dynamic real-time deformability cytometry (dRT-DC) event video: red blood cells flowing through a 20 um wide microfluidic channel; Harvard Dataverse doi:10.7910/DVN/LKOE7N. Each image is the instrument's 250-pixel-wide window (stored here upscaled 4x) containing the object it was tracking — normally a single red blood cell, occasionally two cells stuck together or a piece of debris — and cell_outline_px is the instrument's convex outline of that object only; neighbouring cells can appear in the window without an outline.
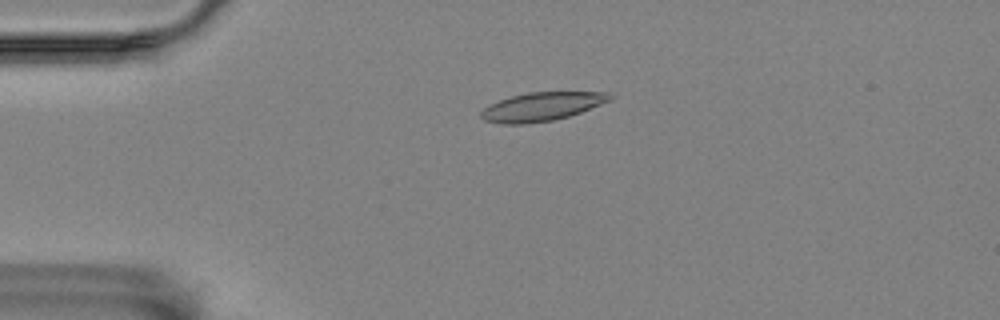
{"species": "Egyptian fruit bat (a non-hibernating species)", "species_latin": "Rousettus aegyptiacus", "temperature_condition": "room temperature", "stored_images_in_passage": 2, "camera_frame_rate_fps": 3000, "um_per_image_px": 0.085, "animal": {"sex": "female"}, "frame": {"image": 1, "passage_image": 1, "time_ms": 0.0, "image_size_px": [1000, 320], "cell_outline_px": [[612, 100], [580, 112], [568, 116], [552, 120], [524, 124], [500, 124], [484, 120], [480, 116], [480, 112], [484, 108], [500, 100], [512, 96], [528, 92], [608, 92], [612, 96]], "centroid_in_image_um": [46.05, 9.06], "position_along_channel_um": 39.0, "area_um2": 21.27}}